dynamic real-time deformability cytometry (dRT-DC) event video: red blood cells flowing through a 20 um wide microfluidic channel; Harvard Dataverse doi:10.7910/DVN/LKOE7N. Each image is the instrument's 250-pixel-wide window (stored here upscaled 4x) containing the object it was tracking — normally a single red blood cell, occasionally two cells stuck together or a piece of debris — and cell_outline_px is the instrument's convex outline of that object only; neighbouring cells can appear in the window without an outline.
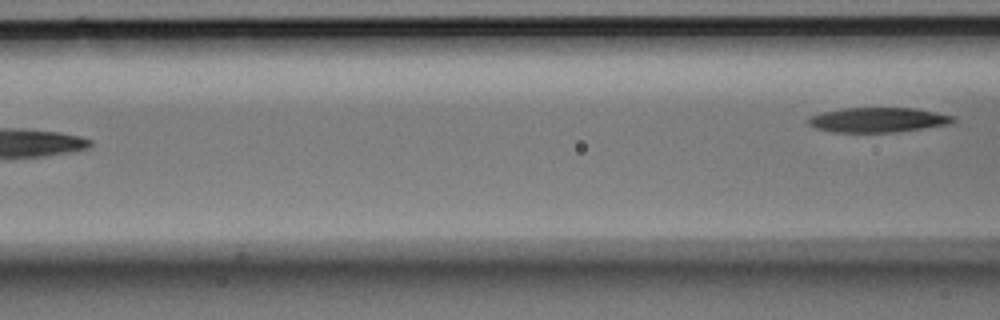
{"species": "Egyptian fruit bat (a non-hibernating species)", "species_latin": "Rousettus aegyptiacus", "temperature_condition": "room temperature", "stored_images_in_passage": 4, "camera_frame_rate_fps": 3000, "um_per_image_px": 0.085, "animal": {"sex": "male"}, "frame": {"image": 1, "passage_image": 4, "time_ms": 1.0, "image_size_px": [1000, 320], "cell_outline_px": [[956, 120], [948, 124], [896, 132], [832, 132], [816, 128], [808, 124], [808, 116], [840, 108], [916, 108], [956, 116]], "centroid_in_image_um": [74.62, 10.18], "position_along_channel_um": 92.0, "area_um2": 20.92}}